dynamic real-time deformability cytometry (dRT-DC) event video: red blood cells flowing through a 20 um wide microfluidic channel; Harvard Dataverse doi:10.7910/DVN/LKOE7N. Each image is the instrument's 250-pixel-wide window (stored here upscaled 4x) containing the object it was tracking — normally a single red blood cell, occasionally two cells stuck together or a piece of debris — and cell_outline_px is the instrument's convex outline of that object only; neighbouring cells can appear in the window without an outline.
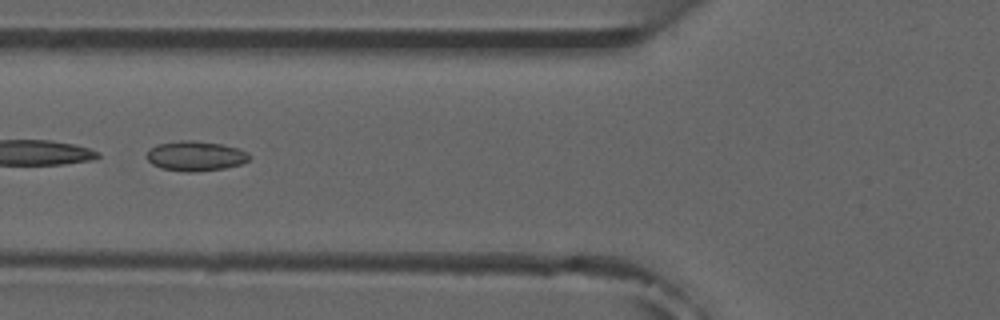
{"species": "common noctule bat (a hibernating species)", "species_latin": "Nyctalus noctula", "temperature_condition": "room temperature", "stored_images_in_passage": 9, "camera_frame_rate_fps": 3000, "um_per_image_px": 0.085, "animal": {"sex": "male", "forearm_length_mm": 52.5}, "frame": {"image": 1, "passage_image": 6, "time_ms": 6.0, "image_size_px": [1000, 320], "cell_outline_px": [[252, 156], [248, 160], [240, 164], [224, 168], [196, 172], [184, 172], [160, 168], [152, 164], [144, 156], [148, 148], [156, 144], [180, 140], [192, 140], [220, 144], [236, 148], [248, 152]], "centroid_in_image_um": [16.55, 13.26], "position_along_channel_um": 109.2, "area_um2": 18.09}}
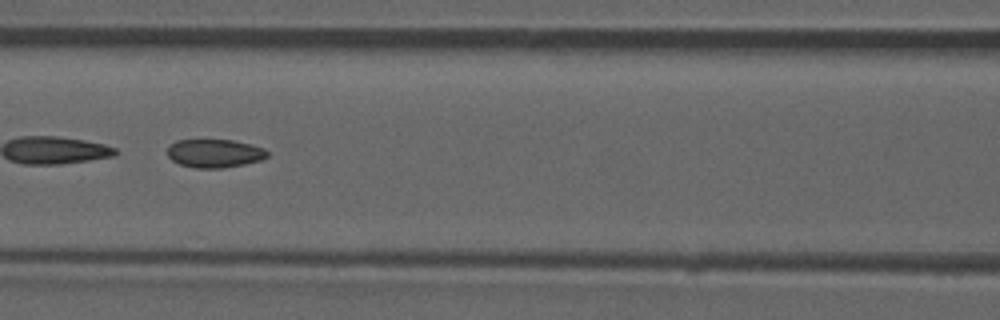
{"frame": {"image": 2, "passage_image": 7, "time_ms": 7.0, "image_size_px": [1000, 320], "cell_outline_px": [[268, 156], [260, 160], [244, 164], [220, 168], [196, 168], [180, 164], [172, 160], [168, 156], [168, 148], [176, 140], [232, 140], [264, 148], [268, 152]], "centroid_in_image_um": [18.23, 13.03], "position_along_channel_um": 148.4, "area_um2": 16.3}}